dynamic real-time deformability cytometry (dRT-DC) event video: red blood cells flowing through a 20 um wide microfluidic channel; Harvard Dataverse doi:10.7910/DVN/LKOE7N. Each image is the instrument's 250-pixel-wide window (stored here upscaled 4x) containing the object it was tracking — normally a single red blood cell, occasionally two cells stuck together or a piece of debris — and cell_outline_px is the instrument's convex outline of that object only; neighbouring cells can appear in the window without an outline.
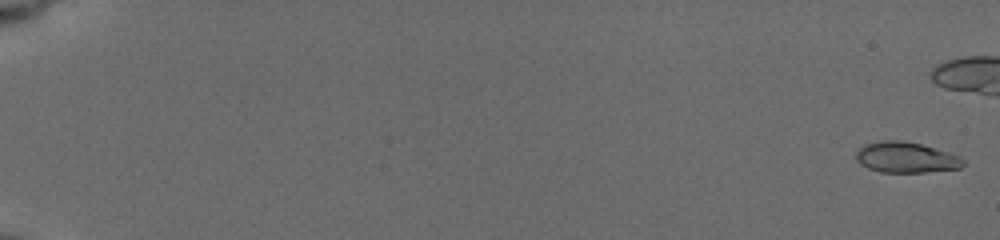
{"species": "common noctule bat (a hibernating species)", "species_latin": "Nyctalus noctula", "temperature_condition": "cold", "stored_images_in_passage": 49, "camera_frame_rate_fps": 3000, "um_per_image_px": 0.085, "animal": {"sex": "female", "body_mass_g": 19.5, "forearm_length_mm": 54.1}, "frame": {"image": 1, "passage_image": 2, "time_ms": 0.333, "image_size_px": [1000, 240], "cell_outline_px": [[964, 164], [960, 168], [924, 172], [880, 172], [868, 168], [860, 164], [856, 160], [856, 152], [864, 144], [880, 140], [904, 140], [920, 144], [960, 156], [964, 160]], "centroid_in_image_um": [76.97, 13.37], "position_along_channel_um": 8.0, "area_um2": 19.13}}
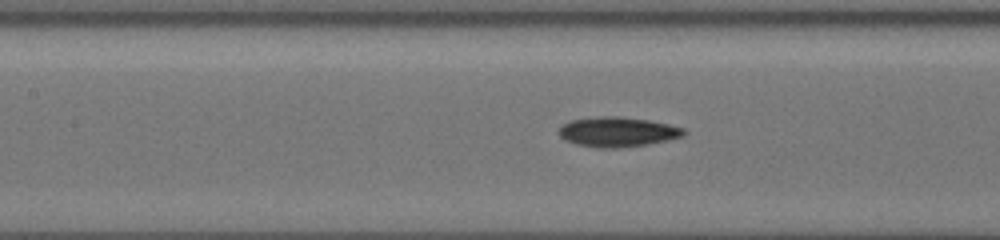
{"frame": {"image": 2, "passage_image": 30, "time_ms": 9.667, "image_size_px": [1000, 240], "cell_outline_px": [[688, 132], [684, 136], [648, 144], [620, 148], [600, 148], [576, 144], [564, 140], [560, 136], [560, 124], [572, 120], [600, 116], [620, 116], [648, 120], [668, 124], [684, 128]], "centroid_in_image_um": [52.5, 11.21], "position_along_channel_um": 154.9, "area_um2": 21.79}}
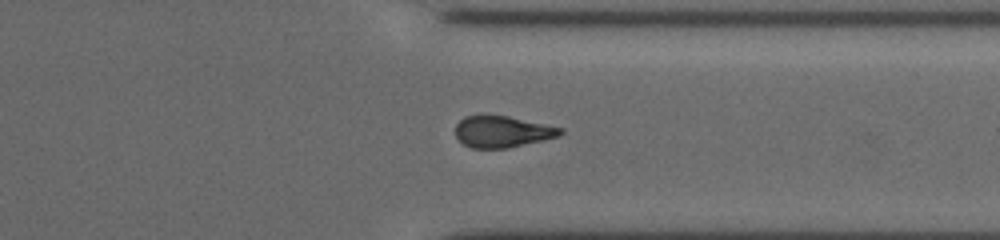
{"frame": {"image": 3, "passage_image": 47, "time_ms": 15.333, "image_size_px": [1000, 240], "cell_outline_px": [[564, 132], [560, 136], [544, 140], [508, 148], [472, 148], [464, 144], [456, 136], [456, 124], [464, 116], [484, 112], [508, 116], [564, 128]], "centroid_in_image_um": [42.69, 11.15], "position_along_channel_um": 368.7, "area_um2": 19.77}}